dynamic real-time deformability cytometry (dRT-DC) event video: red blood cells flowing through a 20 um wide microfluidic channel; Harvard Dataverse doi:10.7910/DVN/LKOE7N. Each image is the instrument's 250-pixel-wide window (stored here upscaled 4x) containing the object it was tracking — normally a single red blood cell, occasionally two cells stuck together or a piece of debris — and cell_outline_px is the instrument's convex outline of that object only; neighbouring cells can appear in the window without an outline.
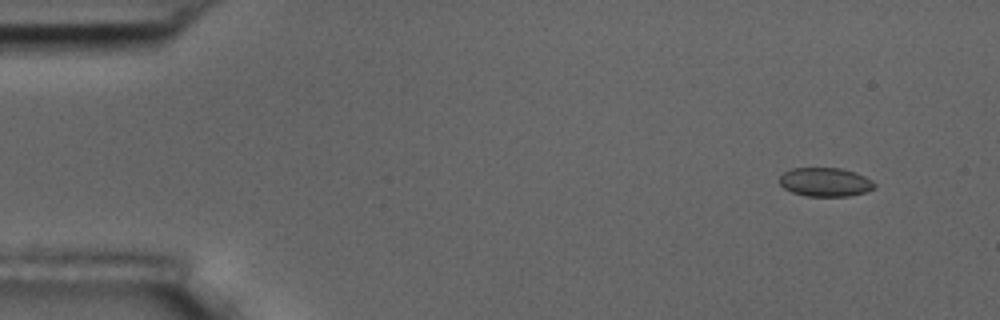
{"species": "common noctule bat (a hibernating species)", "species_latin": "Nyctalus noctula", "temperature_condition": "room temperature", "stored_images_in_passage": 4, "camera_frame_rate_fps": 3000, "um_per_image_px": 0.085, "animal": {"sex": "male", "body_mass_g": 17.5, "forearm_length_mm": 52.3}, "frame": {"image": 1, "passage_image": 1, "time_ms": 0.0, "image_size_px": [1000, 320], "cell_outline_px": [[876, 188], [864, 192], [848, 196], [804, 196], [792, 192], [784, 188], [780, 184], [780, 176], [784, 172], [792, 168], [840, 168], [856, 172], [872, 180], [876, 184]], "centroid_in_image_um": [70.16, 15.47], "position_along_channel_um": 14.8, "area_um2": 16.01}}
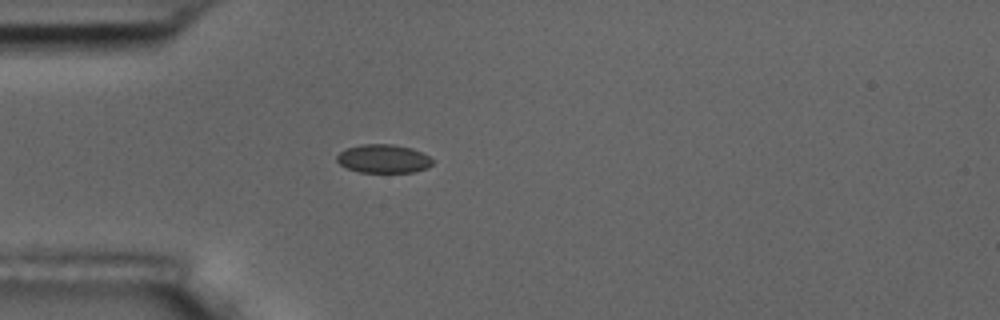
{"frame": {"image": 2, "passage_image": 4, "time_ms": 3.667, "image_size_px": [1000, 320], "cell_outline_px": [[432, 164], [428, 168], [412, 172], [360, 172], [348, 168], [340, 164], [336, 160], [336, 156], [340, 152], [348, 148], [360, 144], [392, 144], [412, 148], [428, 156], [432, 160]], "centroid_in_image_um": [32.58, 13.49], "position_along_channel_um": 52.4, "area_um2": 15.78}}